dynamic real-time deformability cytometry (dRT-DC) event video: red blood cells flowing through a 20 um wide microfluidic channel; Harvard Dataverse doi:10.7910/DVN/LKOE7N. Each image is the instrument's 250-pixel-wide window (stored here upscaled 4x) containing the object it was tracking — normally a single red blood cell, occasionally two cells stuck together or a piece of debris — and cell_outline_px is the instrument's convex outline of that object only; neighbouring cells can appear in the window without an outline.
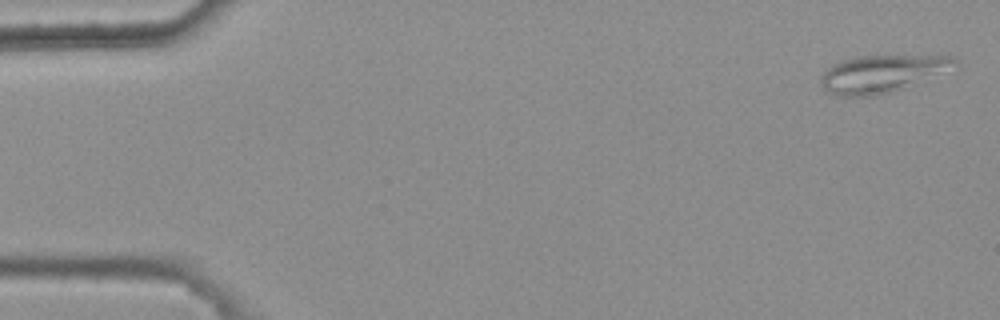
{"species": "common noctule bat (a hibernating species)", "species_latin": "Nyctalus noctula", "temperature_condition": "warm", "stored_images_in_passage": 5, "camera_frame_rate_fps": 3000, "um_per_image_px": 0.085, "animal": {"sex": "female", "body_mass_g": 25.1}, "frame": {"image": 1, "passage_image": 1, "time_ms": 0.0, "image_size_px": [1000, 320], "cell_outline_px": [[956, 60], [904, 88], [892, 92], [872, 96], [836, 96], [828, 92], [820, 84], [820, 76], [832, 64], [856, 56], [952, 56]], "centroid_in_image_um": [74.7, 6.28], "position_along_channel_um": 10.3, "area_um2": 27.69}}